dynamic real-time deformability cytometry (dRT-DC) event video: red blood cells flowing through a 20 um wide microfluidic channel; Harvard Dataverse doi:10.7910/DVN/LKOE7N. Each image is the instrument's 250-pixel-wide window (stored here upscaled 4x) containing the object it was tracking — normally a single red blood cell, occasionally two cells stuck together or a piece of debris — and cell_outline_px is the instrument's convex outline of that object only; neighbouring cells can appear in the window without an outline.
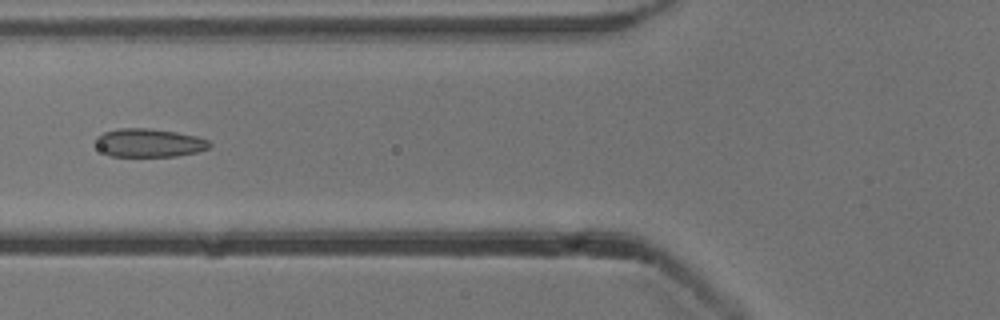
{"species": "common noctule bat (a hibernating species)", "species_latin": "Nyctalus noctula", "temperature_condition": "cold", "stored_images_in_passage": 15, "camera_frame_rate_fps": 3000, "um_per_image_px": 0.085, "animal": {"sex": "male", "body_mass_g": 13.3}, "frame": {"image": 1, "passage_image": 7, "time_ms": 2.0, "image_size_px": [1000, 320], "cell_outline_px": [[212, 144], [208, 148], [196, 152], [176, 156], [112, 156], [104, 152], [96, 144], [96, 136], [104, 132], [120, 128], [148, 128], [176, 132], [196, 136], [208, 140]], "centroid_in_image_um": [12.68, 12.13], "position_along_channel_um": 113.1, "area_um2": 18.67}}
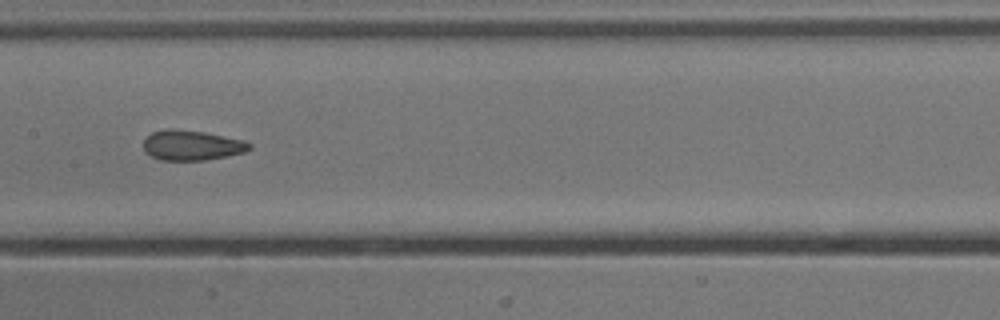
{"frame": {"image": 2, "passage_image": 13, "time_ms": 4.0, "image_size_px": [1000, 320], "cell_outline_px": [[252, 148], [244, 152], [204, 160], [160, 160], [144, 152], [144, 140], [152, 132], [164, 128], [172, 128], [204, 132], [244, 140], [252, 144]], "centroid_in_image_um": [16.28, 12.34], "position_along_channel_um": 191.1, "area_um2": 18.55}}